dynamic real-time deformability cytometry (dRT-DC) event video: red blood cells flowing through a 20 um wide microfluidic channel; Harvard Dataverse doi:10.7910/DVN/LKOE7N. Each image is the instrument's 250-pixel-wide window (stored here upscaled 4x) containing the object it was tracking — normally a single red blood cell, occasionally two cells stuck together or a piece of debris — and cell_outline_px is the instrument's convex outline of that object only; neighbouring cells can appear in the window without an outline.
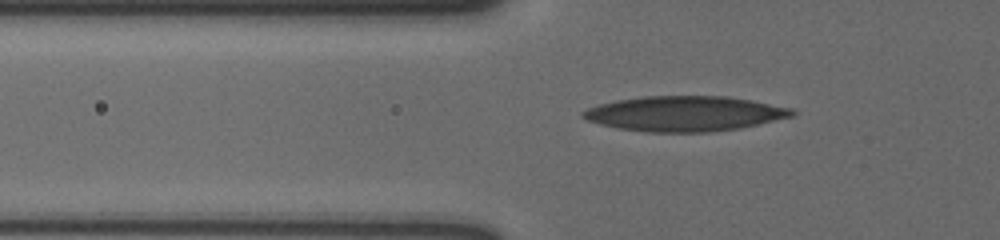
{"species": "human", "species_latin": "Homo sapiens", "temperature_condition": "cold", "stored_images_in_passage": 43, "camera_frame_rate_fps": 3000, "um_per_image_px": 0.085, "donor": {"sex": "male"}, "frame": {"image": 1, "passage_image": 6, "time_ms": 1.667, "image_size_px": [1000, 240], "cell_outline_px": [[796, 112], [792, 116], [740, 128], [708, 132], [648, 132], [620, 128], [600, 124], [588, 120], [580, 116], [580, 112], [588, 108], [600, 104], [616, 100], [644, 96], [724, 96], [752, 100], [792, 108]], "centroid_in_image_um": [58.19, 9.65], "position_along_channel_um": 67.6, "area_um2": 42.6}}
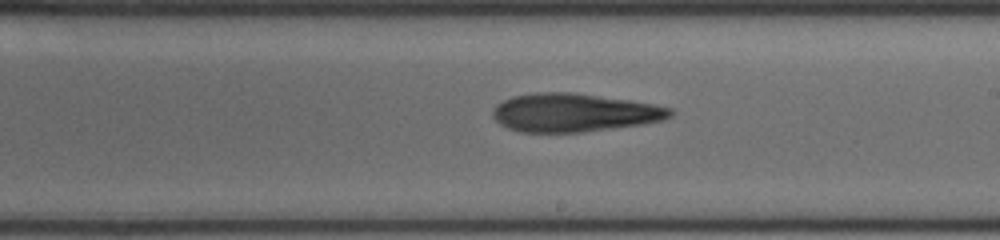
{"frame": {"image": 2, "passage_image": 21, "time_ms": 6.667, "image_size_px": [1000, 240], "cell_outline_px": [[672, 116], [664, 120], [640, 124], [580, 132], [520, 132], [508, 128], [500, 124], [492, 116], [492, 108], [496, 104], [512, 96], [536, 92], [572, 92], [628, 100], [652, 104], [672, 108]], "centroid_in_image_um": [48.74, 9.57], "position_along_channel_um": 240.3, "area_um2": 39.48}}
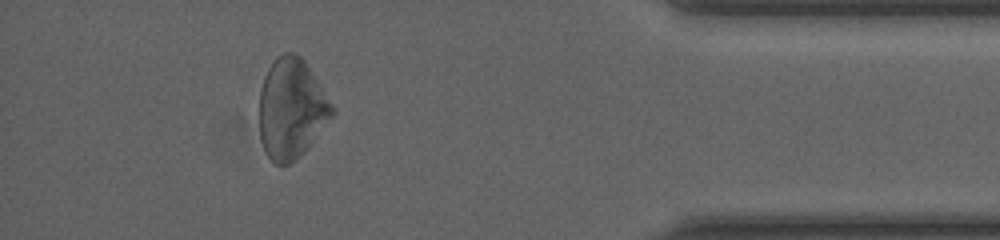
{"frame": {"image": 3, "passage_image": 38, "time_ms": 12.333, "image_size_px": [1000, 240], "cell_outline_px": [[336, 112], [296, 160], [288, 164], [276, 164], [268, 156], [264, 148], [260, 136], [260, 92], [264, 76], [268, 68], [284, 52], [296, 52], [304, 60]], "centroid_in_image_um": [24.75, 9.23], "position_along_channel_um": 410.4, "area_um2": 41.56}}